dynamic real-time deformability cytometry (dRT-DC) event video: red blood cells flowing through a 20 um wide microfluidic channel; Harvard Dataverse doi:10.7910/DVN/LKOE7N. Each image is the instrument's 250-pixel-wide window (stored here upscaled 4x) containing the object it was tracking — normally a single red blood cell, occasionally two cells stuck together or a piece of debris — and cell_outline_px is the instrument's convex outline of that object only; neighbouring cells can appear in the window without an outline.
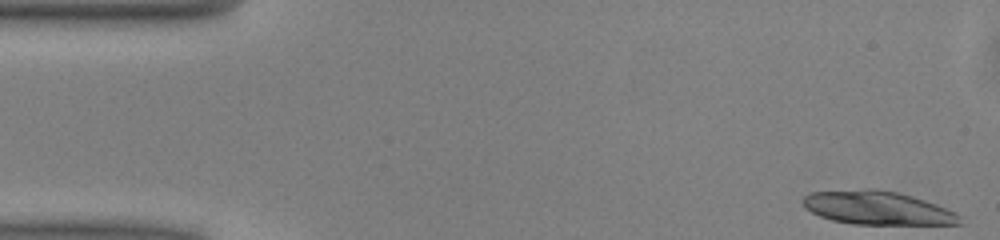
{"species": "common noctule bat (a hibernating species)", "species_latin": "Nyctalus noctula", "temperature_condition": "warm", "stored_images_in_passage": 19, "camera_frame_rate_fps": 3000, "um_per_image_px": 0.085, "animal": {"sex": "male", "body_mass_g": 13.0, "forearm_length_mm": 53.1}, "frame": {"image": 1, "passage_image": 1, "time_ms": 0.0, "image_size_px": [1000, 240], "cell_outline_px": [[960, 224], [852, 224], [832, 220], [820, 216], [804, 208], [800, 200], [804, 196], [812, 192], [864, 188], [876, 188], [896, 192], [912, 196], [936, 204], [956, 212], [960, 216]], "centroid_in_image_um": [74.53, 17.66], "position_along_channel_um": 10.5, "area_um2": 30.75}}
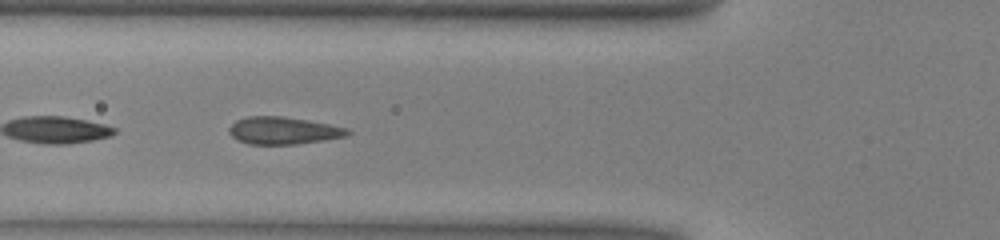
{"frame": {"image": 2, "passage_image": 17, "time_ms": 5.333, "image_size_px": [1000, 240], "cell_outline_px": [[352, 132], [348, 136], [324, 140], [296, 144], [248, 144], [236, 140], [228, 132], [228, 128], [236, 120], [248, 116], [284, 116], [308, 120], [348, 128]], "centroid_in_image_um": [24.08, 11.1], "position_along_channel_um": 101.7, "area_um2": 19.02}}